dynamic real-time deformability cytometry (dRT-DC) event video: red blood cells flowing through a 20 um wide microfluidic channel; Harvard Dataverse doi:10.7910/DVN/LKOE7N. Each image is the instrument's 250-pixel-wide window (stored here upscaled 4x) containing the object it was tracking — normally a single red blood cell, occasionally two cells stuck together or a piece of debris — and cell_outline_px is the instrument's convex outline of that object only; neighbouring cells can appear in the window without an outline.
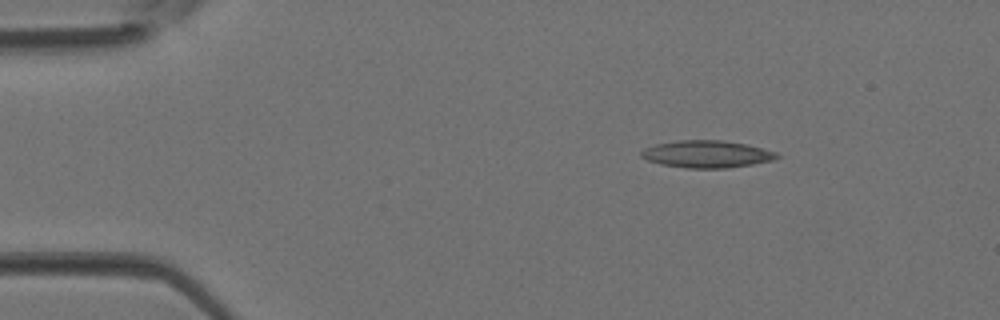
{"species": "Egyptian fruit bat (a non-hibernating species)", "species_latin": "Rousettus aegyptiacus", "temperature_condition": "room temperature", "stored_images_in_passage": 3, "camera_frame_rate_fps": 3000, "um_per_image_px": 0.085, "animal": {"sex": "female"}, "frame": {"image": 1, "passage_image": 1, "time_ms": 0.0, "image_size_px": [1000, 320], "cell_outline_px": [[780, 156], [772, 160], [752, 164], [728, 168], [688, 168], [660, 164], [648, 160], [640, 156], [640, 152], [644, 148], [656, 144], [680, 140], [724, 140], [748, 144], [776, 152]], "centroid_in_image_um": [60.07, 13.09], "position_along_channel_um": 24.9, "area_um2": 21.5}}
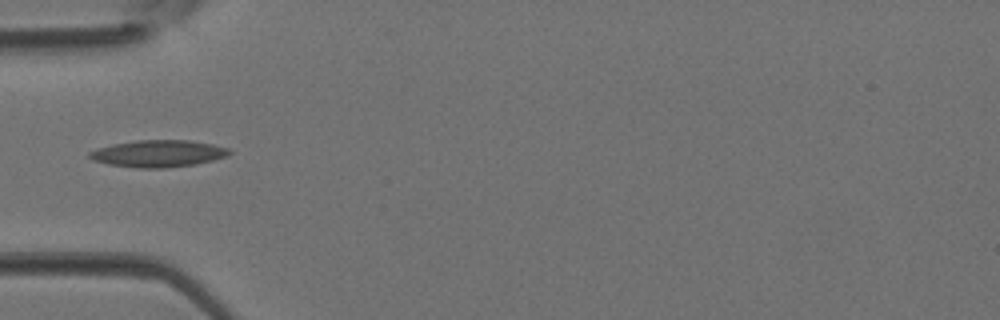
{"frame": {"image": 2, "passage_image": 3, "time_ms": 0.667, "image_size_px": [1000, 320], "cell_outline_px": [[232, 152], [228, 156], [196, 164], [164, 168], [140, 168], [108, 164], [92, 160], [88, 156], [88, 152], [112, 144], [136, 140], [188, 140], [212, 144], [228, 148]], "centroid_in_image_um": [13.45, 13.05], "position_along_channel_um": 71.5, "area_um2": 21.91}}